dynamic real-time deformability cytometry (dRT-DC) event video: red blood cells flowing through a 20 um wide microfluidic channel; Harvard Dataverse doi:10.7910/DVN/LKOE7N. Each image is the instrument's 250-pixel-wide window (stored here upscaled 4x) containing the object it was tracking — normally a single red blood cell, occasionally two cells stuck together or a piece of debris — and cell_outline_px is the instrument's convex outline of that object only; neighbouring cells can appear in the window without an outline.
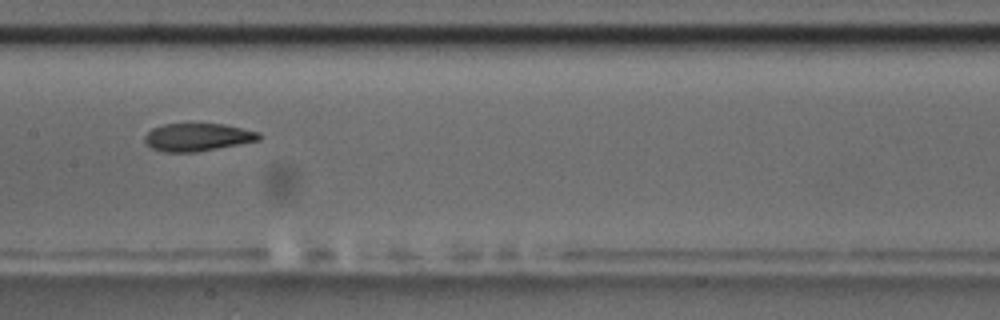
{"species": "common noctule bat (a hibernating species)", "species_latin": "Nyctalus noctula", "temperature_condition": "room temperature", "stored_images_in_passage": 9, "camera_frame_rate_fps": 3000, "um_per_image_px": 0.085, "animal": {"sex": "male", "body_mass_g": 17.5, "forearm_length_mm": 52.3}, "frame": {"image": 1, "passage_image": 6, "time_ms": 6.667, "image_size_px": [1000, 320], "cell_outline_px": [[264, 136], [260, 140], [196, 152], [164, 152], [152, 148], [144, 140], [144, 136], [152, 128], [164, 124], [224, 124], [260, 132]], "centroid_in_image_um": [16.82, 11.66], "position_along_channel_um": 190.6, "area_um2": 18.5}}
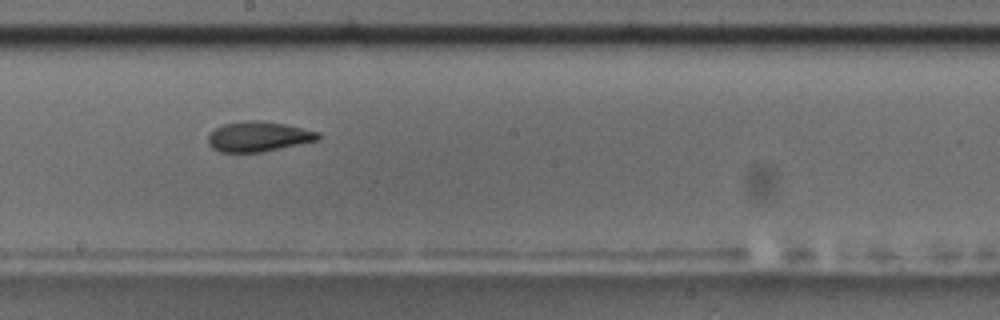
{"frame": {"image": 2, "passage_image": 7, "time_ms": 7.667, "image_size_px": [1000, 320], "cell_outline_px": [[320, 136], [316, 140], [300, 144], [264, 152], [220, 152], [212, 148], [208, 144], [208, 136], [216, 128], [224, 124], [244, 120], [260, 120], [284, 124], [320, 132]], "centroid_in_image_um": [21.95, 11.61], "position_along_channel_um": 226.3, "area_um2": 19.25}}